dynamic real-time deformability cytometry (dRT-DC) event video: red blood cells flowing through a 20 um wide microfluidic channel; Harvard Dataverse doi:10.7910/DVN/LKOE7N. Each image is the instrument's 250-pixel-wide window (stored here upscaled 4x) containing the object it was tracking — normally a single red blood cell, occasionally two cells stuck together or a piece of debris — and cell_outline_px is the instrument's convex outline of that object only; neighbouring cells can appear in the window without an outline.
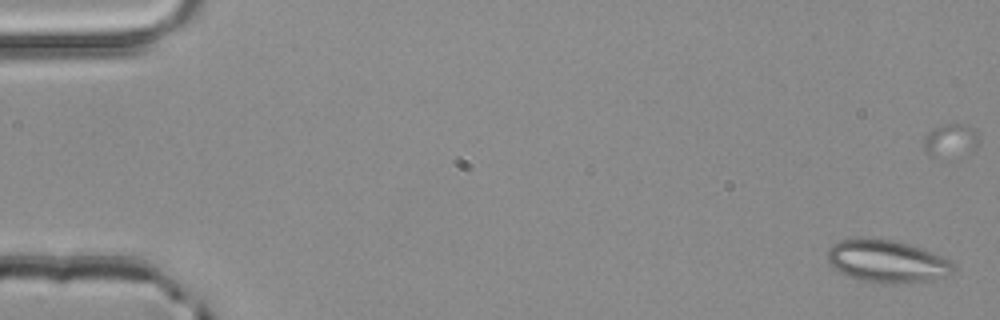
{"species": "common noctule bat (a hibernating species)", "species_latin": "Nyctalus noctula", "temperature_condition": "room temperature", "stored_images_in_passage": 4, "camera_frame_rate_fps": 3000, "um_per_image_px": 0.085, "animal": {"sex": "male", "body_mass_g": 20.4}, "frame": {"image": 1, "passage_image": 1, "time_ms": 0.0, "image_size_px": [1000, 320], "cell_outline_px": [[956, 268], [948, 276], [932, 280], [904, 284], [884, 284], [860, 280], [848, 276], [840, 272], [828, 260], [828, 248], [832, 244], [844, 240], [860, 236], [892, 240], [908, 244], [932, 252], [948, 260]], "centroid_in_image_um": [75.4, 22.22], "position_along_channel_um": 9.6, "area_um2": 31.39}}
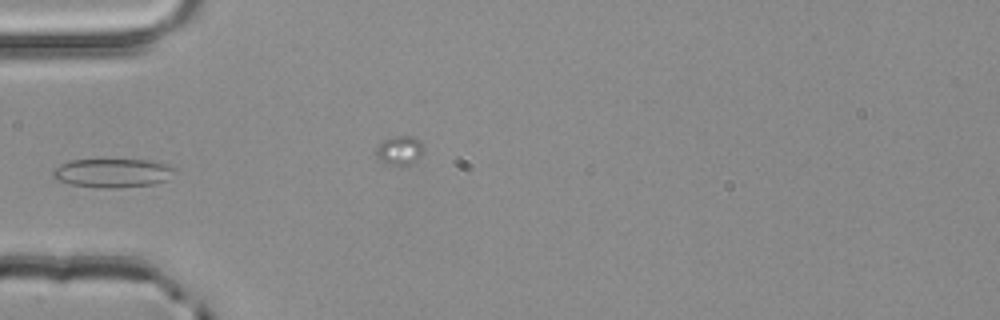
{"frame": {"image": 2, "passage_image": 4, "time_ms": 1.0, "image_size_px": [1000, 320], "cell_outline_px": [[180, 172], [168, 180], [152, 184], [116, 188], [100, 188], [72, 184], [56, 180], [52, 176], [52, 172], [60, 164], [72, 160], [148, 160], [172, 164], [180, 168]], "centroid_in_image_um": [9.71, 14.7], "position_along_channel_um": 75.3, "area_um2": 20.92}}